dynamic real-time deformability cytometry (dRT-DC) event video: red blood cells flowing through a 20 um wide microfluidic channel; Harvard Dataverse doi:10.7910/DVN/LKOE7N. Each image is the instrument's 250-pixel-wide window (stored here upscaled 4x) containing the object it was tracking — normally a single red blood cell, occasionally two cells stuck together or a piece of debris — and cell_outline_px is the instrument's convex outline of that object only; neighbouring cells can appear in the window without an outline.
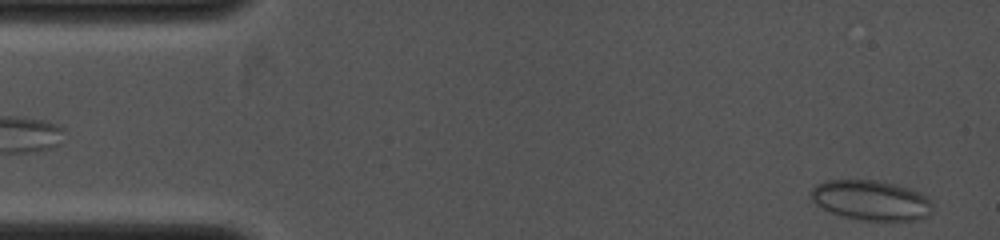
{"species": "common noctule bat (a hibernating species)", "species_latin": "Nyctalus noctula", "temperature_condition": "cold", "stored_images_in_passage": 8, "camera_frame_rate_fps": 4000, "um_per_image_px": 0.085, "animal": {"sex": "female", "body_mass_g": 19.0, "forearm_length_mm": 53.3}, "frame": {"image": 1, "passage_image": 1, "time_ms": 0.0, "image_size_px": [1000, 240], "cell_outline_px": [[932, 212], [928, 216], [920, 220], [860, 220], [844, 216], [832, 212], [816, 204], [808, 196], [808, 192], [816, 184], [824, 180], [880, 180], [908, 188], [920, 192], [928, 196], [932, 204]], "centroid_in_image_um": [74.04, 17.01], "position_along_channel_um": 11.0, "area_um2": 28.61}}
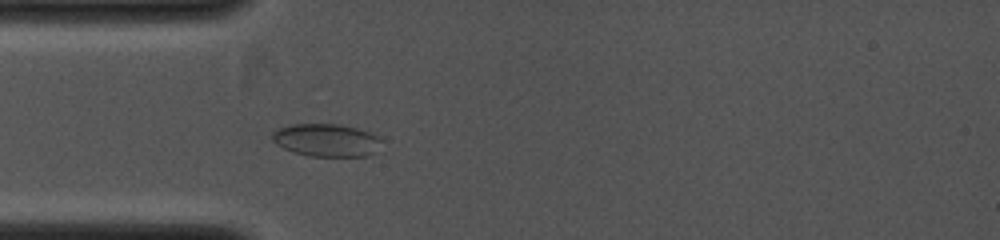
{"frame": {"image": 2, "passage_image": 8, "time_ms": 2.75, "image_size_px": [1000, 240], "cell_outline_px": [[380, 140], [372, 152], [368, 156], [308, 156], [292, 152], [276, 144], [272, 140], [272, 132], [280, 128], [292, 124], [336, 124], [356, 128], [376, 136]], "centroid_in_image_um": [27.65, 11.92], "position_along_channel_um": 57.4, "area_um2": 20.4}}